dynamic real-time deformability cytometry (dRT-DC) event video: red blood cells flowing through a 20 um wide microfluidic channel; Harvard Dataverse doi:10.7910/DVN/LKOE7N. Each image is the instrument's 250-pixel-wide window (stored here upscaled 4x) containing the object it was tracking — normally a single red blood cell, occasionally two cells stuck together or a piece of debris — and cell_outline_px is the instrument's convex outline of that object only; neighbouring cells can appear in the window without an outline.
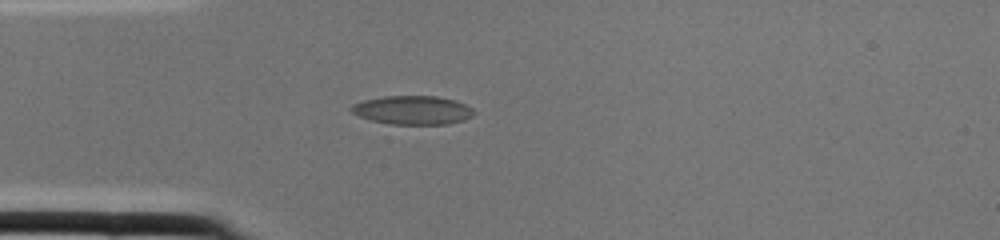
{"species": "common noctule bat (a hibernating species)", "species_latin": "Nyctalus noctula", "temperature_condition": "cold", "stored_images_in_passage": 1, "camera_frame_rate_fps": 3000, "um_per_image_px": 0.085, "animal": {"sex": "female", "body_mass_g": 22.0, "forearm_length_mm": 56.7}, "frame": {"image": 1, "passage_image": 1, "time_ms": 0.0, "image_size_px": [1000, 240], "cell_outline_px": [[476, 112], [472, 116], [464, 120], [448, 124], [388, 124], [372, 120], [360, 116], [352, 112], [348, 108], [352, 104], [364, 100], [384, 96], [436, 96], [456, 100], [472, 108]], "centroid_in_image_um": [35.08, 9.36], "position_along_channel_um": 49.9, "area_um2": 20.58}}